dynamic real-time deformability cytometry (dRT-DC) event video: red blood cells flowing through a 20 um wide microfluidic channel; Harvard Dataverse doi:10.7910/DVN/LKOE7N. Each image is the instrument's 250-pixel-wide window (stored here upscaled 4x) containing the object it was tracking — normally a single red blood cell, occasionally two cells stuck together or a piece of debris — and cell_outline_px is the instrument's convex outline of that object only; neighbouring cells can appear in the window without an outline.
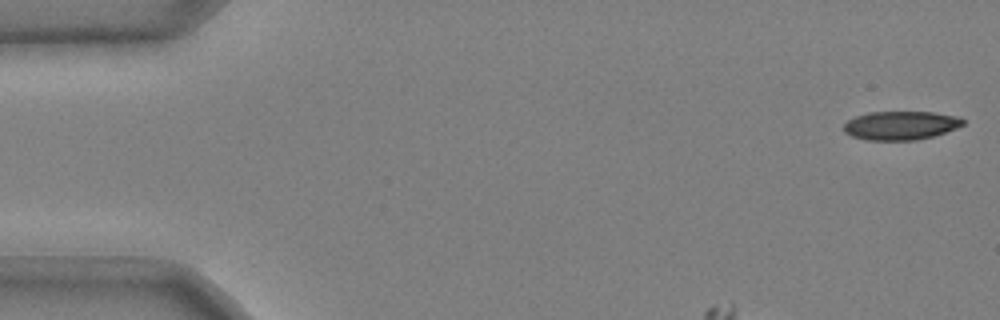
{"species": "common noctule bat (a hibernating species)", "species_latin": "Nyctalus noctula", "temperature_condition": "cold", "stored_images_in_passage": 49, "camera_frame_rate_fps": 3000, "um_per_image_px": 0.085, "animal": {"sex": "male", "body_mass_g": 20.4}, "frame": {"image": 1, "passage_image": 1, "time_ms": 0.0, "image_size_px": [1000, 320], "cell_outline_px": [[964, 124], [956, 128], [932, 136], [916, 140], [868, 140], [852, 136], [844, 132], [844, 124], [848, 120], [856, 116], [868, 112], [932, 112], [960, 116], [964, 120]], "centroid_in_image_um": [76.56, 10.65], "position_along_channel_um": 8.4, "area_um2": 19.88}}
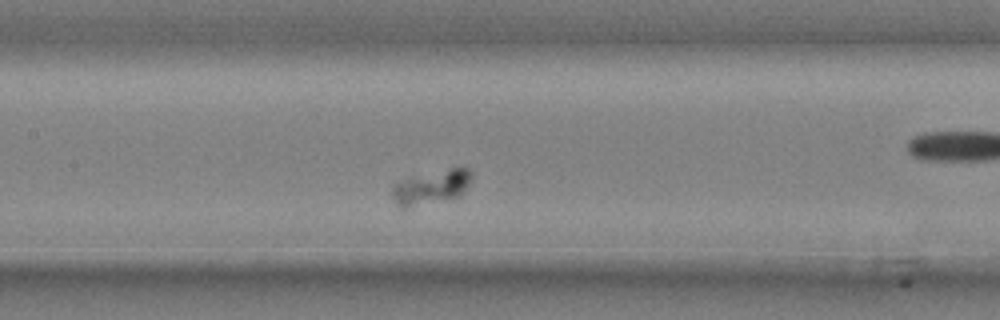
{"frame": {"image": 2, "passage_image": 21, "time_ms": 6.667, "image_size_px": [1000, 320], "cell_outline_px": [[472, 176], [464, 192], [460, 196], [404, 208], [400, 208], [396, 204], [392, 196], [392, 188], [396, 184], [408, 180], [460, 164], [468, 168], [472, 172]], "centroid_in_image_um": [36.76, 15.89], "position_along_channel_um": 170.6, "area_um2": 15.43}}
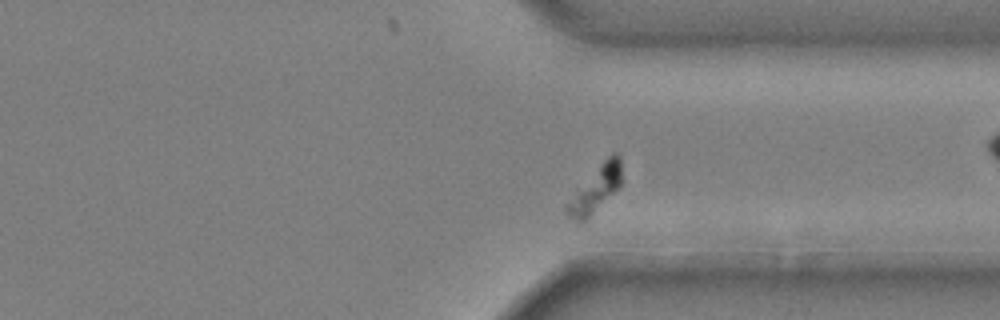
{"frame": {"image": 3, "passage_image": 37, "time_ms": 12.0, "image_size_px": [1000, 320], "cell_outline_px": [[620, 188], [584, 220], [576, 220], [568, 216], [564, 212], [564, 208], [576, 192], [600, 164], [612, 152], [616, 152], [620, 156]], "centroid_in_image_um": [50.65, 16.06], "position_along_channel_um": 360.8, "area_um2": 13.81}}